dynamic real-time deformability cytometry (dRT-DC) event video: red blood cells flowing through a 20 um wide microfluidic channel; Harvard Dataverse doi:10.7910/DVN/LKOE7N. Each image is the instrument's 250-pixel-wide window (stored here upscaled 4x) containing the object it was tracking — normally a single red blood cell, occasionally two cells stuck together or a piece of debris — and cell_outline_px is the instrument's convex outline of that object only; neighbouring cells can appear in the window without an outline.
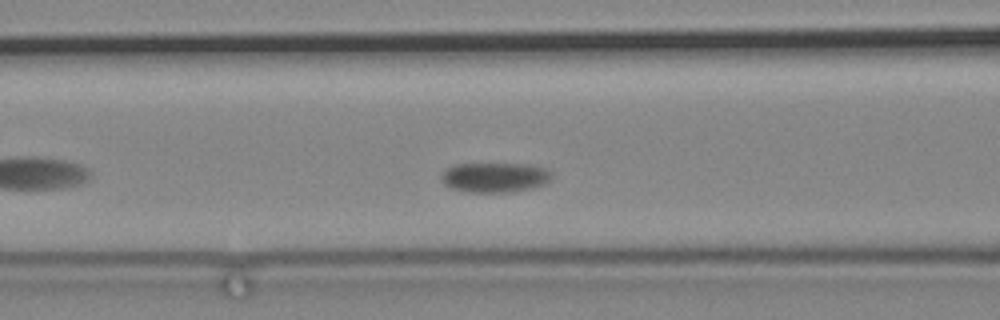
{"species": "common noctule bat (a hibernating species)", "species_latin": "Nyctalus noctula", "temperature_condition": "cold", "stored_images_in_passage": 49, "camera_frame_rate_fps": 3000, "um_per_image_px": 0.085, "animal": {"sex": "male", "body_mass_g": 19.2, "forearm_length_mm": 51.8}, "frame": {"image": 1, "passage_image": 7, "time_ms": 2.0, "image_size_px": [1000, 320], "cell_outline_px": [[552, 176], [544, 184], [532, 188], [512, 192], [468, 192], [452, 188], [444, 184], [440, 176], [440, 172], [456, 164], [528, 164], [544, 168], [552, 172]], "centroid_in_image_um": [42.04, 15.08], "position_along_channel_um": 124.6, "area_um2": 19.19}}
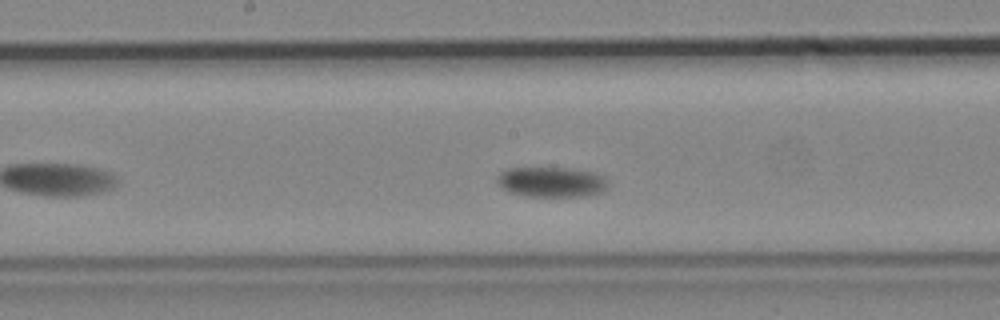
{"frame": {"image": 2, "passage_image": 15, "time_ms": 4.667, "image_size_px": [1000, 320], "cell_outline_px": [[608, 188], [604, 192], [588, 196], [520, 196], [508, 192], [500, 188], [496, 184], [496, 176], [500, 172], [508, 168], [568, 168], [596, 172], [604, 176], [608, 180]], "centroid_in_image_um": [46.87, 15.48], "position_along_channel_um": 201.3, "area_um2": 20.11}}
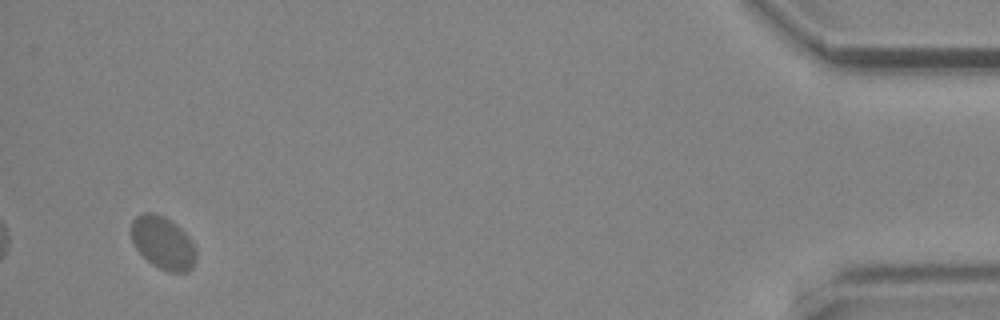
{"frame": {"image": 3, "passage_image": 46, "time_ms": 15.0, "image_size_px": [1000, 320], "cell_outline_px": [[196, 264], [188, 272], [168, 272], [152, 264], [136, 248], [132, 240], [132, 220], [136, 216], [144, 212], [152, 212], [164, 216], [176, 224], [192, 240], [196, 248]], "centroid_in_image_um": [13.89, 20.64], "position_along_channel_um": 421.3, "area_um2": 20.0}}